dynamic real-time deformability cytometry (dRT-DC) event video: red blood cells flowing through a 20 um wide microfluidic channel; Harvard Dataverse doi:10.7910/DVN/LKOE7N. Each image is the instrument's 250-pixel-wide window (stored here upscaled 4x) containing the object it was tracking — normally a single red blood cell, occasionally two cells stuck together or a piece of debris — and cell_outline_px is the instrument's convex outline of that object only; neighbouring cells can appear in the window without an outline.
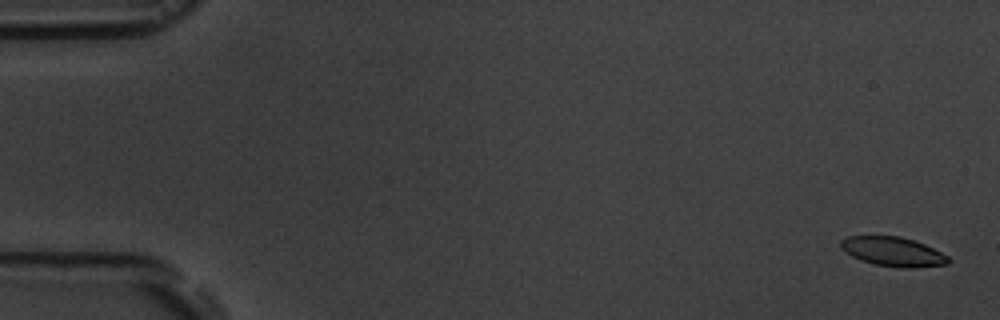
{"species": "common noctule bat (a hibernating species)", "species_latin": "Nyctalus noctula", "temperature_condition": "room temperature", "stored_images_in_passage": 6, "camera_frame_rate_fps": 3000, "um_per_image_px": 0.085, "animal": {"sex": "male", "body_mass_g": 19.5, "forearm_length_mm": 54.6}, "frame": {"image": 1, "passage_image": 1, "time_ms": 0.0, "image_size_px": [1000, 320], "cell_outline_px": [[952, 260], [948, 264], [908, 268], [904, 268], [876, 264], [860, 260], [852, 256], [840, 248], [840, 240], [848, 236], [900, 236], [924, 244], [948, 256]], "centroid_in_image_um": [75.89, 21.38], "position_along_channel_um": 9.1, "area_um2": 18.21}}
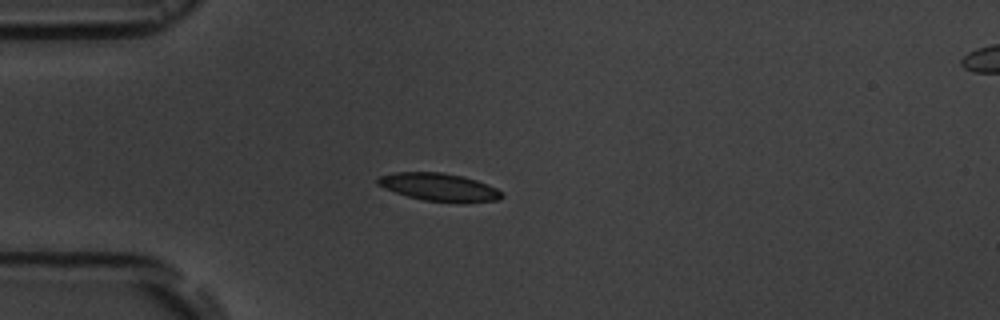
{"frame": {"image": 2, "passage_image": 4, "time_ms": 4.667, "image_size_px": [1000, 320], "cell_outline_px": [[504, 196], [500, 200], [468, 204], [456, 204], [424, 200], [408, 196], [384, 188], [376, 184], [376, 180], [380, 176], [396, 172], [444, 172], [476, 180], [496, 188], [504, 192]], "centroid_in_image_um": [37.39, 15.94], "position_along_channel_um": 47.6, "area_um2": 20.58}}
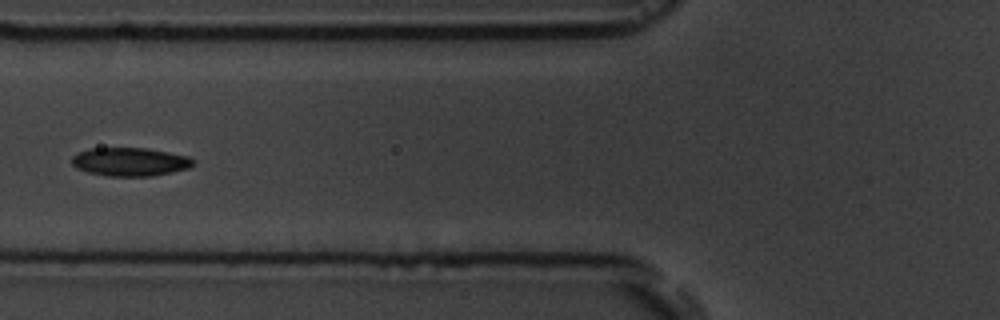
{"frame": {"image": 3, "passage_image": 6, "time_ms": 7.0, "image_size_px": [1000, 320], "cell_outline_px": [[196, 164], [188, 168], [172, 172], [152, 176], [108, 176], [88, 172], [76, 168], [72, 164], [72, 156], [76, 152], [88, 148], [148, 148], [188, 156], [196, 160]], "centroid_in_image_um": [11.06, 13.75], "position_along_channel_um": 114.7, "area_um2": 20.35}}